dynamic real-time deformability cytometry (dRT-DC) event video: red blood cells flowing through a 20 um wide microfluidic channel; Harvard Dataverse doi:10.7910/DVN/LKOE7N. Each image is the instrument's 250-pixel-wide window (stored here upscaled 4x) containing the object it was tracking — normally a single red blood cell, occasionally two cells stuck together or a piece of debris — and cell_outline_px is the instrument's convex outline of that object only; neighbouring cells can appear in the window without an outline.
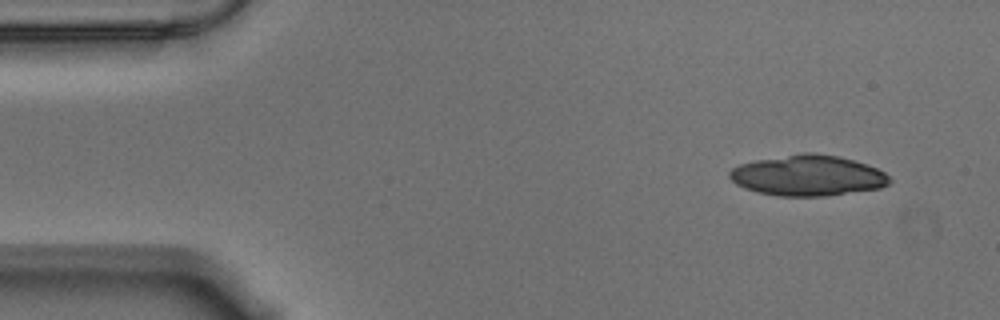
{"species": "Egyptian fruit bat (a non-hibernating species)", "species_latin": "Rousettus aegyptiacus", "temperature_condition": "warm", "stored_images_in_passage": 18, "camera_frame_rate_fps": 3000, "um_per_image_px": 0.085, "animal": {"sex": "male"}, "frame": {"image": 1, "passage_image": 1, "time_ms": 0.0, "image_size_px": [1000, 320], "cell_outline_px": [[892, 180], [888, 184], [880, 188], [824, 196], [780, 196], [756, 192], [744, 188], [736, 184], [728, 176], [728, 172], [732, 168], [740, 164], [756, 160], [804, 152], [808, 152], [840, 156], [868, 164], [884, 172]], "centroid_in_image_um": [68.66, 14.92], "position_along_channel_um": 16.3, "area_um2": 37.97}}